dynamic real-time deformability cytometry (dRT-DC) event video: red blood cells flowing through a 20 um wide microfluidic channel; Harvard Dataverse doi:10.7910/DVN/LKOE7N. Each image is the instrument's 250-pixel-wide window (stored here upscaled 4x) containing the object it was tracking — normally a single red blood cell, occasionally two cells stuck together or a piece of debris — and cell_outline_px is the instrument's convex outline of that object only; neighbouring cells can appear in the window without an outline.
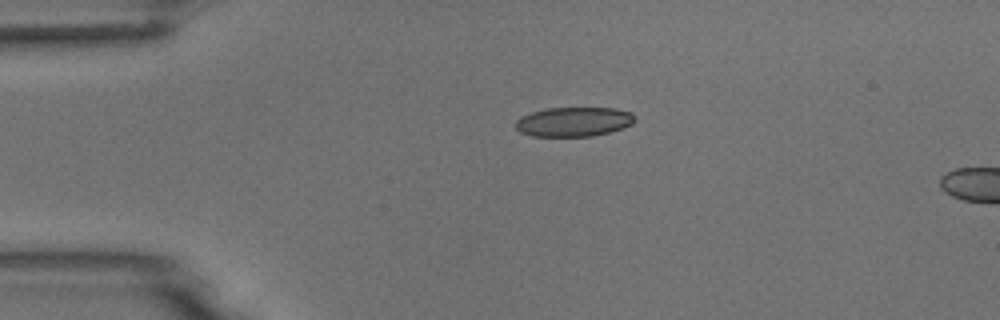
{"species": "common noctule bat (a hibernating species)", "species_latin": "Nyctalus noctula", "temperature_condition": "room temperature", "stored_images_in_passage": 3, "camera_frame_rate_fps": 3000, "um_per_image_px": 0.085, "animal": {"sex": "male", "body_mass_g": 18.8}, "frame": {"image": 1, "passage_image": 1, "time_ms": 0.0, "image_size_px": [1000, 320], "cell_outline_px": [[636, 120], [632, 124], [624, 128], [592, 136], [532, 136], [520, 132], [516, 128], [516, 120], [520, 116], [532, 112], [548, 108], [616, 108], [632, 112], [636, 116]], "centroid_in_image_um": [48.8, 10.34], "position_along_channel_um": 36.2, "area_um2": 20.58}}